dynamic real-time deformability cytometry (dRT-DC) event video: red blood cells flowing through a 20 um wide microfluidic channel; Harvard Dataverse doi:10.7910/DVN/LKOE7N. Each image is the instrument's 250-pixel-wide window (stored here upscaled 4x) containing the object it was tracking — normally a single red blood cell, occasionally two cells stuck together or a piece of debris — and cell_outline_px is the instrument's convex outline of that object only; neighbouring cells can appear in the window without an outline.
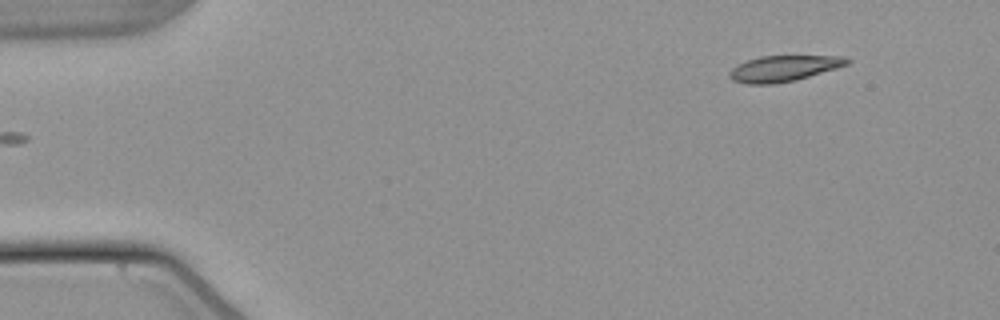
{"species": "common noctule bat (a hibernating species)", "species_latin": "Nyctalus noctula", "temperature_condition": "warm", "stored_images_in_passage": 49, "camera_frame_rate_fps": 3000, "um_per_image_px": 0.085, "animal": {"sex": "male", "body_mass_g": 21.5, "forearm_length_mm": 52.0}, "frame": {"image": 1, "passage_image": 1, "time_ms": 0.0, "image_size_px": [1000, 320], "cell_outline_px": [[852, 60], [848, 64], [836, 68], [796, 80], [772, 84], [748, 84], [732, 80], [728, 76], [728, 72], [736, 64], [760, 56], [844, 56]], "centroid_in_image_um": [66.59, 5.81], "position_along_channel_um": 18.4, "area_um2": 17.74}}
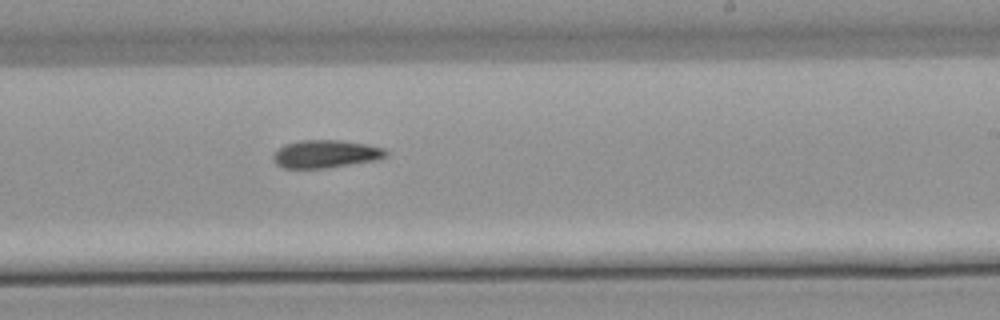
{"frame": {"image": 2, "passage_image": 28, "time_ms": 9.0, "image_size_px": [1000, 320], "cell_outline_px": [[388, 156], [372, 160], [324, 168], [284, 168], [276, 164], [272, 160], [272, 156], [284, 144], [300, 140], [340, 140], [368, 144], [384, 148], [388, 152]], "centroid_in_image_um": [27.66, 13.07], "position_along_channel_um": 261.3, "area_um2": 18.15}}
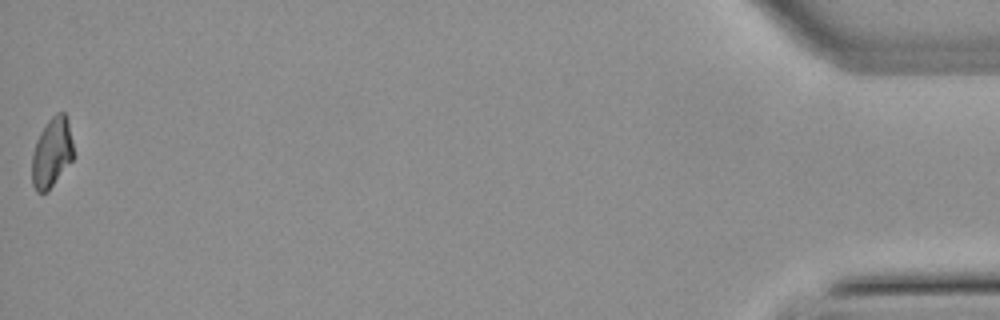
{"frame": {"image": 3, "passage_image": 49, "time_ms": 16.0, "image_size_px": [1000, 320], "cell_outline_px": [[72, 160], [48, 192], [36, 192], [32, 184], [32, 156], [36, 140], [40, 132], [48, 120], [56, 112], [64, 112], [68, 120], [72, 140]], "centroid_in_image_um": [4.39, 12.98], "position_along_channel_um": 430.8, "area_um2": 16.82}}